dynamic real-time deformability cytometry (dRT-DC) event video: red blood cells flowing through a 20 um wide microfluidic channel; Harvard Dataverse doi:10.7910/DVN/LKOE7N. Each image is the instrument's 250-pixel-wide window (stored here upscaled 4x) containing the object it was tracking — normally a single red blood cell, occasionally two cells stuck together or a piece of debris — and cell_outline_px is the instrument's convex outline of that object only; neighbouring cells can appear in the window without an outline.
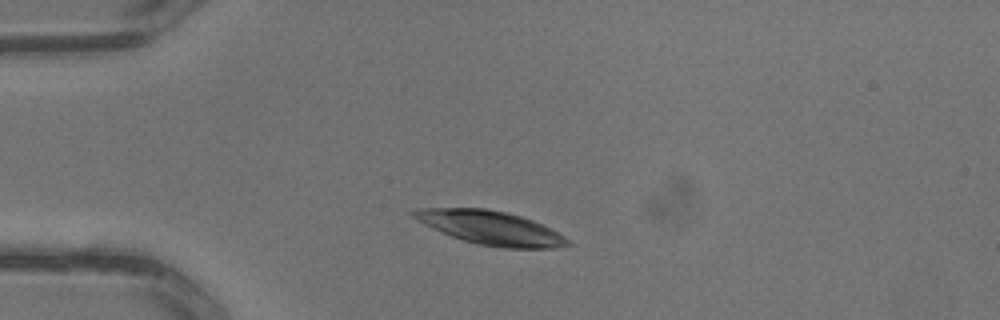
{"species": "common noctule bat (a hibernating species)", "species_latin": "Nyctalus noctula", "temperature_condition": "warm", "stored_images_in_passage": 1, "camera_frame_rate_fps": 3000, "um_per_image_px": 0.085, "animal": {"sex": "male", "body_mass_g": 13.3}, "frame": {"image": 1, "passage_image": 1, "time_ms": 0.0, "image_size_px": [1000, 320], "cell_outline_px": [[572, 244], [556, 248], [500, 248], [476, 244], [452, 236], [432, 228], [416, 220], [408, 212], [416, 208], [484, 208], [504, 212], [520, 216], [532, 220], [564, 236]], "centroid_in_image_um": [41.66, 19.36], "position_along_channel_um": 43.3, "area_um2": 30.06}}